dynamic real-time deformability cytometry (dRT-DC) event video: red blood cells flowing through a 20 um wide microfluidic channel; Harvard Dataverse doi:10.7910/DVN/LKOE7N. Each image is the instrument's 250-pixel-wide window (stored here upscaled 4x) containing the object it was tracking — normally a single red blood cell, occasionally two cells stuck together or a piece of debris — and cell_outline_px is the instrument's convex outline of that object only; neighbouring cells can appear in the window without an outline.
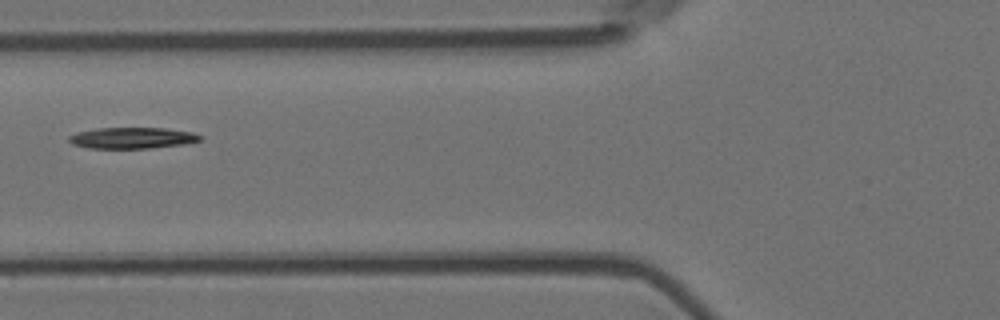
{"species": "Egyptian fruit bat (a non-hibernating species)", "species_latin": "Rousettus aegyptiacus", "temperature_condition": "room temperature", "stored_images_in_passage": 6, "segment_of_instrument_passage": [2, 2], "camera_frame_rate_fps": 3000, "um_per_image_px": 0.085, "animal": {"sex": "female"}, "frame": {"image": 1, "passage_image": 6, "time_ms": 1.667, "image_size_px": [1000, 320], "cell_outline_px": [[200, 140], [184, 144], [148, 148], [88, 148], [72, 144], [68, 140], [68, 136], [80, 132], [96, 128], [164, 128], [192, 132], [200, 136]], "centroid_in_image_um": [11.2, 11.72], "position_along_channel_um": 114.6, "area_um2": 15.95}}